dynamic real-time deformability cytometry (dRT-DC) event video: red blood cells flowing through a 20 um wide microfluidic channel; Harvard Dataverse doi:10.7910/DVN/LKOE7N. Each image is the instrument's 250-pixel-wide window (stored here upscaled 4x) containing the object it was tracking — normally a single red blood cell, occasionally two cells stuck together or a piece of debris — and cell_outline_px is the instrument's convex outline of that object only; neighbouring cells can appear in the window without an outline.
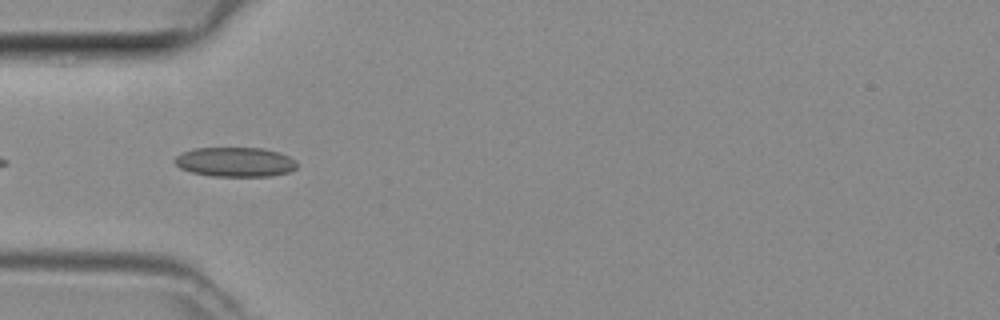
{"species": "common noctule bat (a hibernating species)", "species_latin": "Nyctalus noctula", "temperature_condition": "room temperature", "stored_images_in_passage": 25, "camera_frame_rate_fps": 3000, "um_per_image_px": 0.085, "animal": {"sex": "female", "body_mass_g": 29.2, "forearm_length_mm": 56.3}, "frame": {"image": 1, "passage_image": 2, "time_ms": 0.333, "image_size_px": [1000, 320], "cell_outline_px": [[296, 168], [288, 172], [272, 176], [212, 176], [192, 172], [180, 168], [172, 160], [176, 156], [184, 152], [196, 148], [264, 148], [280, 152], [296, 160]], "centroid_in_image_um": [20.0, 13.77], "position_along_channel_um": 65.0, "area_um2": 21.04}}
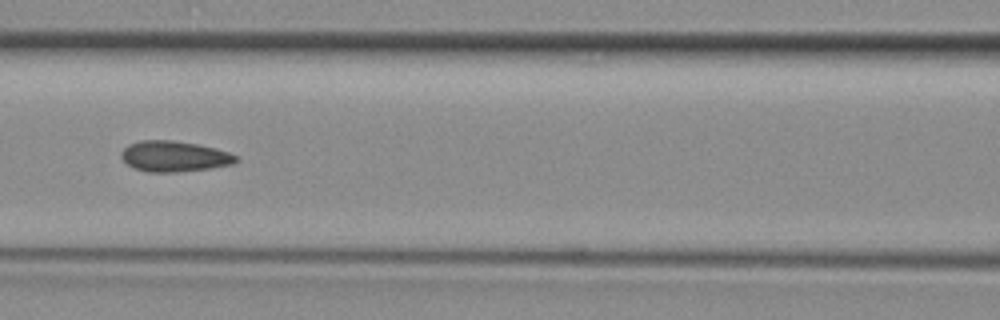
{"frame": {"image": 2, "passage_image": 8, "time_ms": 2.333, "image_size_px": [1000, 320], "cell_outline_px": [[240, 160], [232, 164], [208, 168], [176, 172], [148, 172], [132, 168], [120, 156], [120, 152], [128, 144], [140, 140], [172, 140], [196, 144], [216, 148], [228, 152], [236, 156]], "centroid_in_image_um": [14.77, 13.28], "position_along_channel_um": 151.8, "area_um2": 20.52}}
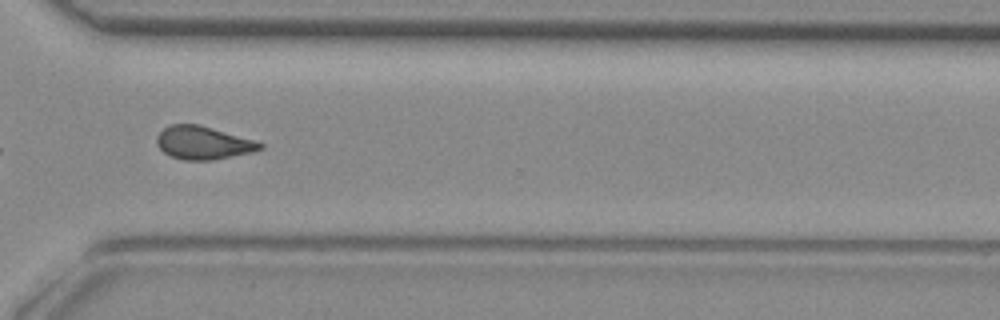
{"frame": {"image": 3, "passage_image": 22, "time_ms": 7.0, "image_size_px": [1000, 320], "cell_outline_px": [[264, 148], [252, 152], [212, 160], [184, 160], [172, 156], [164, 152], [156, 144], [156, 136], [164, 128], [172, 124], [200, 124], [256, 140], [264, 144]], "centroid_in_image_um": [17.29, 12.13], "position_along_channel_um": 353.3, "area_um2": 20.0}}